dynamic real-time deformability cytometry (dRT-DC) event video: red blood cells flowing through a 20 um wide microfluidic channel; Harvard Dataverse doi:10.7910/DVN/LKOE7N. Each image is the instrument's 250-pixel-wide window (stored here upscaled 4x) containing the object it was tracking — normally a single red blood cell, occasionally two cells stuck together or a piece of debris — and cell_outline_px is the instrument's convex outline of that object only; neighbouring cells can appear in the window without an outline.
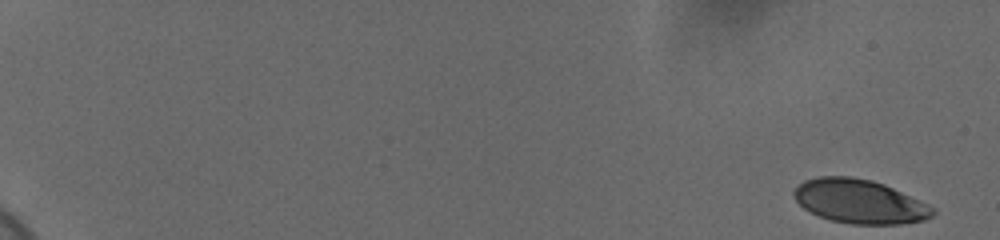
{"species": "human", "species_latin": "Homo sapiens", "temperature_condition": "cold", "stored_images_in_passage": 58, "camera_frame_rate_fps": 3000, "um_per_image_px": 0.085, "donor": {"sex": "female"}, "frame": {"image": 1, "passage_image": 1, "time_ms": 0.0, "image_size_px": [1000, 240], "cell_outline_px": [[936, 212], [932, 216], [924, 220], [900, 224], [852, 224], [832, 220], [820, 216], [804, 208], [796, 200], [792, 192], [804, 180], [816, 176], [852, 176], [872, 180], [884, 184], [928, 204], [936, 208]], "centroid_in_image_um": [73.08, 17.11], "position_along_channel_um": 11.9, "area_um2": 35.49}}
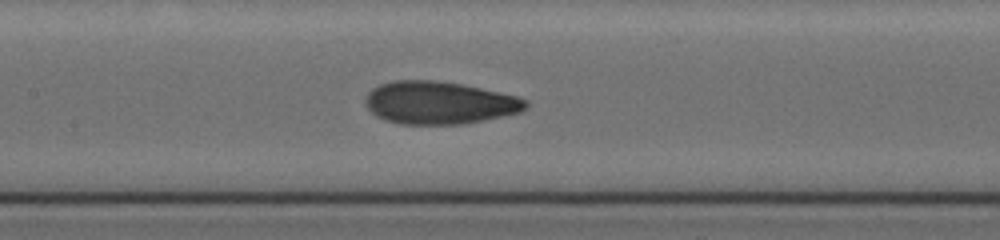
{"frame": {"image": 2, "passage_image": 31, "time_ms": 10.0, "image_size_px": [1000, 240], "cell_outline_px": [[528, 108], [520, 112], [460, 124], [400, 124], [384, 120], [376, 116], [364, 104], [364, 100], [368, 92], [372, 88], [380, 84], [392, 80], [436, 80], [464, 84], [516, 96], [528, 100]], "centroid_in_image_um": [37.3, 8.72], "position_along_channel_um": 170.1, "area_um2": 39.94}}
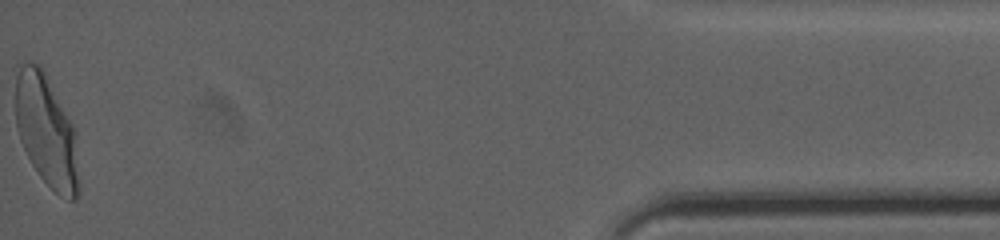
{"frame": {"image": 3, "passage_image": 58, "time_ms": 19.0, "image_size_px": [1000, 240], "cell_outline_px": [[80, 196], [76, 200], [68, 200], [60, 196], [40, 176], [32, 164], [20, 140], [16, 124], [16, 64], [40, 64], [44, 68], [76, 132], [80, 180]], "centroid_in_image_um": [3.98, 11.15], "position_along_channel_um": 431.2, "area_um2": 41.79}, "authors_computed_cell_mechanics": {"area_um2": 38.6104, "velocity_mm_per_s": 3.682, "shape_relaxation_time_tau1_ms": 5.6185, "shape_relaxation_time_tau2_ms": 0.8844, "deformation_change_tau1": 0.1882, "deformation_change_tau2": 0.0618}}